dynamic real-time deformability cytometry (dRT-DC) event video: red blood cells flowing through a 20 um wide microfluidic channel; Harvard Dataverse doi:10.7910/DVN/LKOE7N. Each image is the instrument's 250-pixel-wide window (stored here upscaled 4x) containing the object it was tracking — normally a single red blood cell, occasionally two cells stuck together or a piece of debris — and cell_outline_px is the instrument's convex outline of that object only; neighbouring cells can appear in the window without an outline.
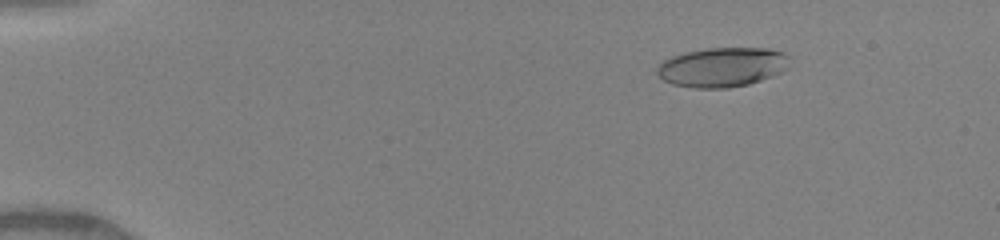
{"species": "human", "species_latin": "Homo sapiens", "temperature_condition": "warm", "stored_images_in_passage": 39, "camera_frame_rate_fps": 3000, "um_per_image_px": 0.085, "donor": {"sex": "female"}, "frame": {"image": 1, "passage_image": 11, "time_ms": 2.333, "image_size_px": [1000, 240], "cell_outline_px": [[792, 56], [788, 68], [772, 76], [748, 84], [728, 88], [696, 88], [672, 84], [664, 80], [656, 72], [656, 68], [664, 60], [672, 56], [684, 52], [708, 48], [768, 48], [784, 52]], "centroid_in_image_um": [61.43, 5.69], "position_along_channel_um": 23.6, "area_um2": 30.69}}
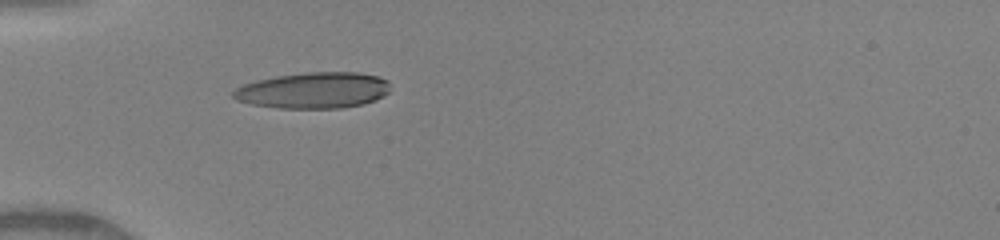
{"frame": {"image": 2, "passage_image": 30, "time_ms": 5.333, "image_size_px": [1000, 240], "cell_outline_px": [[388, 92], [384, 96], [376, 100], [364, 104], [340, 108], [280, 108], [252, 104], [236, 100], [232, 96], [232, 92], [236, 88], [244, 84], [256, 80], [276, 76], [304, 72], [356, 72], [376, 76], [388, 80]], "centroid_in_image_um": [26.64, 7.68], "position_along_channel_um": 58.4, "area_um2": 33.06}}
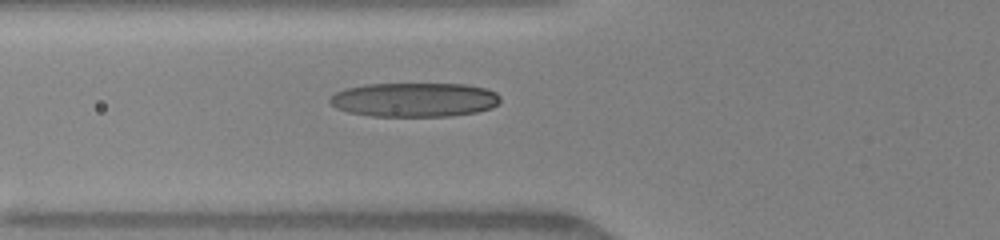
{"frame": {"image": 3, "passage_image": 36, "time_ms": 6.333, "image_size_px": [1000, 240], "cell_outline_px": [[500, 100], [492, 108], [476, 112], [452, 116], [372, 116], [348, 112], [336, 108], [328, 100], [336, 92], [344, 88], [364, 84], [464, 84], [484, 88], [496, 92], [500, 96]], "centroid_in_image_um": [35.21, 8.48], "position_along_channel_um": 90.6, "area_um2": 34.04}}